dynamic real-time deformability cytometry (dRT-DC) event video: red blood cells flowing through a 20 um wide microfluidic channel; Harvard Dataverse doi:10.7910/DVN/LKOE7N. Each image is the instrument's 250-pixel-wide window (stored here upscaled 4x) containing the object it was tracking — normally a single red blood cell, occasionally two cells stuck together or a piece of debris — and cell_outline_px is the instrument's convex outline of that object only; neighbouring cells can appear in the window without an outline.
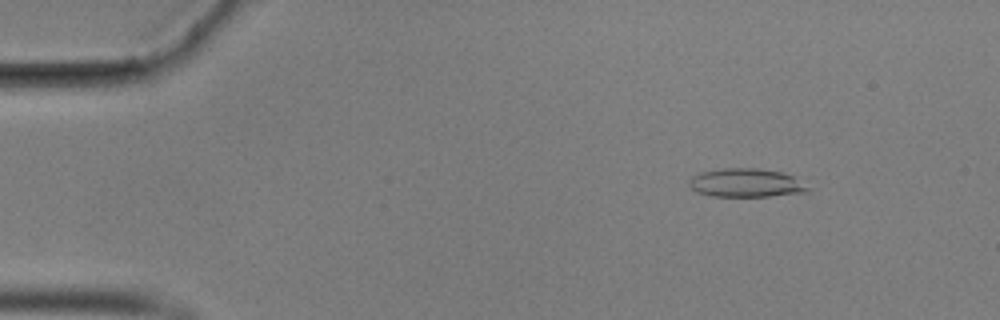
{"species": "common noctule bat (a hibernating species)", "species_latin": "Nyctalus noctula", "temperature_condition": "cold", "stored_images_in_passage": 20, "camera_frame_rate_fps": 3000, "um_per_image_px": 0.085, "animal": {"sex": "male", "body_mass_g": 17.9}, "frame": {"image": 1, "passage_image": 7, "time_ms": 2.0, "image_size_px": [1000, 320], "cell_outline_px": [[808, 192], [768, 196], [712, 196], [696, 192], [688, 184], [688, 180], [692, 176], [700, 172], [724, 168], [760, 168], [784, 172], [792, 176], [808, 188]], "centroid_in_image_um": [63.36, 15.53], "position_along_channel_um": 21.6, "area_um2": 19.71}}
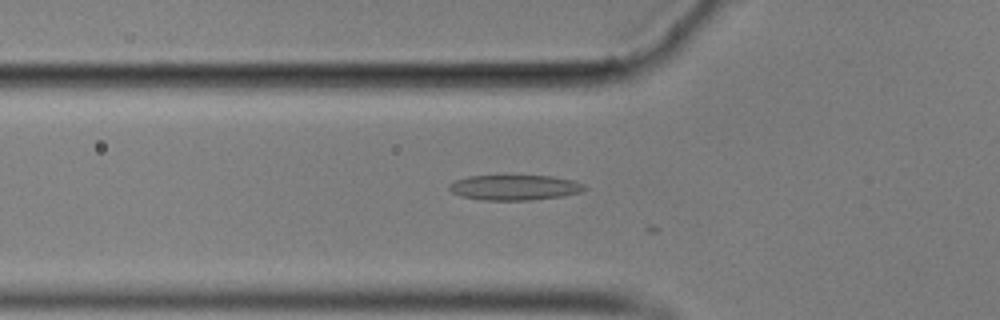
{"frame": {"image": 2, "passage_image": 19, "time_ms": 6.0, "image_size_px": [1000, 320], "cell_outline_px": [[588, 188], [580, 192], [564, 196], [532, 200], [484, 200], [460, 196], [452, 192], [448, 188], [448, 184], [456, 180], [468, 176], [552, 176], [572, 180], [584, 184]], "centroid_in_image_um": [43.75, 15.94], "position_along_channel_um": 82.1, "area_um2": 19.94}}